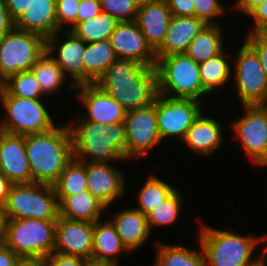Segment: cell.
<instances>
[{"instance_id":"obj_49","label":"cell","mask_w":267,"mask_h":266,"mask_svg":"<svg viewBox=\"0 0 267 266\" xmlns=\"http://www.w3.org/2000/svg\"><path fill=\"white\" fill-rule=\"evenodd\" d=\"M13 184L0 172V205L4 206L9 195L10 188Z\"/></svg>"},{"instance_id":"obj_12","label":"cell","mask_w":267,"mask_h":266,"mask_svg":"<svg viewBox=\"0 0 267 266\" xmlns=\"http://www.w3.org/2000/svg\"><path fill=\"white\" fill-rule=\"evenodd\" d=\"M243 108L246 114L233 122V130L246 155L259 166H267V103Z\"/></svg>"},{"instance_id":"obj_4","label":"cell","mask_w":267,"mask_h":266,"mask_svg":"<svg viewBox=\"0 0 267 266\" xmlns=\"http://www.w3.org/2000/svg\"><path fill=\"white\" fill-rule=\"evenodd\" d=\"M199 238L206 266H250L260 258L252 261L254 248L260 241L266 240L267 235L260 238L241 236L204 225Z\"/></svg>"},{"instance_id":"obj_36","label":"cell","mask_w":267,"mask_h":266,"mask_svg":"<svg viewBox=\"0 0 267 266\" xmlns=\"http://www.w3.org/2000/svg\"><path fill=\"white\" fill-rule=\"evenodd\" d=\"M44 95L31 71L19 72L5 81L3 96L41 99Z\"/></svg>"},{"instance_id":"obj_16","label":"cell","mask_w":267,"mask_h":266,"mask_svg":"<svg viewBox=\"0 0 267 266\" xmlns=\"http://www.w3.org/2000/svg\"><path fill=\"white\" fill-rule=\"evenodd\" d=\"M75 89H78L76 96L88 113L81 120L102 125L124 122L125 109L95 83L83 84L75 87Z\"/></svg>"},{"instance_id":"obj_33","label":"cell","mask_w":267,"mask_h":266,"mask_svg":"<svg viewBox=\"0 0 267 266\" xmlns=\"http://www.w3.org/2000/svg\"><path fill=\"white\" fill-rule=\"evenodd\" d=\"M230 56L222 52L199 64L201 82L208 94L229 81L231 68L226 59Z\"/></svg>"},{"instance_id":"obj_17","label":"cell","mask_w":267,"mask_h":266,"mask_svg":"<svg viewBox=\"0 0 267 266\" xmlns=\"http://www.w3.org/2000/svg\"><path fill=\"white\" fill-rule=\"evenodd\" d=\"M0 172L12 184L32 183L25 135L9 134L0 130Z\"/></svg>"},{"instance_id":"obj_24","label":"cell","mask_w":267,"mask_h":266,"mask_svg":"<svg viewBox=\"0 0 267 266\" xmlns=\"http://www.w3.org/2000/svg\"><path fill=\"white\" fill-rule=\"evenodd\" d=\"M222 130L217 120L204 117L203 113L196 119L188 129L185 142L190 150L195 154L210 155L214 153L222 144Z\"/></svg>"},{"instance_id":"obj_42","label":"cell","mask_w":267,"mask_h":266,"mask_svg":"<svg viewBox=\"0 0 267 266\" xmlns=\"http://www.w3.org/2000/svg\"><path fill=\"white\" fill-rule=\"evenodd\" d=\"M101 11L100 0H80L77 23L94 18Z\"/></svg>"},{"instance_id":"obj_52","label":"cell","mask_w":267,"mask_h":266,"mask_svg":"<svg viewBox=\"0 0 267 266\" xmlns=\"http://www.w3.org/2000/svg\"><path fill=\"white\" fill-rule=\"evenodd\" d=\"M19 266H45V263L42 259H28L22 260Z\"/></svg>"},{"instance_id":"obj_25","label":"cell","mask_w":267,"mask_h":266,"mask_svg":"<svg viewBox=\"0 0 267 266\" xmlns=\"http://www.w3.org/2000/svg\"><path fill=\"white\" fill-rule=\"evenodd\" d=\"M61 31L46 39V51L36 61L30 71L39 82L42 92L47 93L55 92L60 89L66 77L57 62L52 58L57 45L58 36Z\"/></svg>"},{"instance_id":"obj_43","label":"cell","mask_w":267,"mask_h":266,"mask_svg":"<svg viewBox=\"0 0 267 266\" xmlns=\"http://www.w3.org/2000/svg\"><path fill=\"white\" fill-rule=\"evenodd\" d=\"M172 16H194V0H165Z\"/></svg>"},{"instance_id":"obj_6","label":"cell","mask_w":267,"mask_h":266,"mask_svg":"<svg viewBox=\"0 0 267 266\" xmlns=\"http://www.w3.org/2000/svg\"><path fill=\"white\" fill-rule=\"evenodd\" d=\"M57 221L8 219L3 243L22 260L42 259L54 252Z\"/></svg>"},{"instance_id":"obj_9","label":"cell","mask_w":267,"mask_h":266,"mask_svg":"<svg viewBox=\"0 0 267 266\" xmlns=\"http://www.w3.org/2000/svg\"><path fill=\"white\" fill-rule=\"evenodd\" d=\"M0 100L7 112L6 119L0 123L3 132L28 135L44 133L55 127L41 99L2 96Z\"/></svg>"},{"instance_id":"obj_51","label":"cell","mask_w":267,"mask_h":266,"mask_svg":"<svg viewBox=\"0 0 267 266\" xmlns=\"http://www.w3.org/2000/svg\"><path fill=\"white\" fill-rule=\"evenodd\" d=\"M82 266H118V265L108 262V261L99 260V259L91 257V258L84 259Z\"/></svg>"},{"instance_id":"obj_45","label":"cell","mask_w":267,"mask_h":266,"mask_svg":"<svg viewBox=\"0 0 267 266\" xmlns=\"http://www.w3.org/2000/svg\"><path fill=\"white\" fill-rule=\"evenodd\" d=\"M32 0H5L11 19L15 22L30 6Z\"/></svg>"},{"instance_id":"obj_41","label":"cell","mask_w":267,"mask_h":266,"mask_svg":"<svg viewBox=\"0 0 267 266\" xmlns=\"http://www.w3.org/2000/svg\"><path fill=\"white\" fill-rule=\"evenodd\" d=\"M85 258L53 252L42 258L45 266H82Z\"/></svg>"},{"instance_id":"obj_30","label":"cell","mask_w":267,"mask_h":266,"mask_svg":"<svg viewBox=\"0 0 267 266\" xmlns=\"http://www.w3.org/2000/svg\"><path fill=\"white\" fill-rule=\"evenodd\" d=\"M58 202L66 196L88 190L86 162L73 158L53 184Z\"/></svg>"},{"instance_id":"obj_37","label":"cell","mask_w":267,"mask_h":266,"mask_svg":"<svg viewBox=\"0 0 267 266\" xmlns=\"http://www.w3.org/2000/svg\"><path fill=\"white\" fill-rule=\"evenodd\" d=\"M141 0H100L103 12L119 22L135 21Z\"/></svg>"},{"instance_id":"obj_7","label":"cell","mask_w":267,"mask_h":266,"mask_svg":"<svg viewBox=\"0 0 267 266\" xmlns=\"http://www.w3.org/2000/svg\"><path fill=\"white\" fill-rule=\"evenodd\" d=\"M8 219L57 221L59 202L53 185L43 183L13 184L4 205Z\"/></svg>"},{"instance_id":"obj_14","label":"cell","mask_w":267,"mask_h":266,"mask_svg":"<svg viewBox=\"0 0 267 266\" xmlns=\"http://www.w3.org/2000/svg\"><path fill=\"white\" fill-rule=\"evenodd\" d=\"M94 223L59 216L55 228L54 252L91 258Z\"/></svg>"},{"instance_id":"obj_29","label":"cell","mask_w":267,"mask_h":266,"mask_svg":"<svg viewBox=\"0 0 267 266\" xmlns=\"http://www.w3.org/2000/svg\"><path fill=\"white\" fill-rule=\"evenodd\" d=\"M222 28L218 25H206L191 41L185 54L196 63L204 61L223 52Z\"/></svg>"},{"instance_id":"obj_23","label":"cell","mask_w":267,"mask_h":266,"mask_svg":"<svg viewBox=\"0 0 267 266\" xmlns=\"http://www.w3.org/2000/svg\"><path fill=\"white\" fill-rule=\"evenodd\" d=\"M112 223L122 244L129 252L140 248L151 233L146 215L136 208L115 213Z\"/></svg>"},{"instance_id":"obj_31","label":"cell","mask_w":267,"mask_h":266,"mask_svg":"<svg viewBox=\"0 0 267 266\" xmlns=\"http://www.w3.org/2000/svg\"><path fill=\"white\" fill-rule=\"evenodd\" d=\"M154 266H206V258L201 252L176 245L158 243Z\"/></svg>"},{"instance_id":"obj_47","label":"cell","mask_w":267,"mask_h":266,"mask_svg":"<svg viewBox=\"0 0 267 266\" xmlns=\"http://www.w3.org/2000/svg\"><path fill=\"white\" fill-rule=\"evenodd\" d=\"M14 28V21L6 7L5 0H0V38Z\"/></svg>"},{"instance_id":"obj_28","label":"cell","mask_w":267,"mask_h":266,"mask_svg":"<svg viewBox=\"0 0 267 266\" xmlns=\"http://www.w3.org/2000/svg\"><path fill=\"white\" fill-rule=\"evenodd\" d=\"M83 59L85 66V84H93L118 58L108 39L86 43Z\"/></svg>"},{"instance_id":"obj_55","label":"cell","mask_w":267,"mask_h":266,"mask_svg":"<svg viewBox=\"0 0 267 266\" xmlns=\"http://www.w3.org/2000/svg\"><path fill=\"white\" fill-rule=\"evenodd\" d=\"M262 33L267 37V28L262 31Z\"/></svg>"},{"instance_id":"obj_26","label":"cell","mask_w":267,"mask_h":266,"mask_svg":"<svg viewBox=\"0 0 267 266\" xmlns=\"http://www.w3.org/2000/svg\"><path fill=\"white\" fill-rule=\"evenodd\" d=\"M106 209L101 201L86 190L66 196L59 203V216L70 220L95 222Z\"/></svg>"},{"instance_id":"obj_1","label":"cell","mask_w":267,"mask_h":266,"mask_svg":"<svg viewBox=\"0 0 267 266\" xmlns=\"http://www.w3.org/2000/svg\"><path fill=\"white\" fill-rule=\"evenodd\" d=\"M95 84L126 112L149 106L158 95L155 67L132 59H116Z\"/></svg>"},{"instance_id":"obj_27","label":"cell","mask_w":267,"mask_h":266,"mask_svg":"<svg viewBox=\"0 0 267 266\" xmlns=\"http://www.w3.org/2000/svg\"><path fill=\"white\" fill-rule=\"evenodd\" d=\"M100 220L94 223L92 257L117 265L118 254L124 250L125 252L129 251L122 244L112 221L102 222Z\"/></svg>"},{"instance_id":"obj_54","label":"cell","mask_w":267,"mask_h":266,"mask_svg":"<svg viewBox=\"0 0 267 266\" xmlns=\"http://www.w3.org/2000/svg\"><path fill=\"white\" fill-rule=\"evenodd\" d=\"M4 85L5 81L0 77V98L3 96L4 93Z\"/></svg>"},{"instance_id":"obj_11","label":"cell","mask_w":267,"mask_h":266,"mask_svg":"<svg viewBox=\"0 0 267 266\" xmlns=\"http://www.w3.org/2000/svg\"><path fill=\"white\" fill-rule=\"evenodd\" d=\"M202 103L196 99L156 96L157 126L161 140L178 137L184 140L188 129L202 113Z\"/></svg>"},{"instance_id":"obj_38","label":"cell","mask_w":267,"mask_h":266,"mask_svg":"<svg viewBox=\"0 0 267 266\" xmlns=\"http://www.w3.org/2000/svg\"><path fill=\"white\" fill-rule=\"evenodd\" d=\"M194 5V16L207 25H218L213 18L221 16L226 9L219 0H194Z\"/></svg>"},{"instance_id":"obj_19","label":"cell","mask_w":267,"mask_h":266,"mask_svg":"<svg viewBox=\"0 0 267 266\" xmlns=\"http://www.w3.org/2000/svg\"><path fill=\"white\" fill-rule=\"evenodd\" d=\"M171 17L165 0H141L135 22L154 51L162 45Z\"/></svg>"},{"instance_id":"obj_34","label":"cell","mask_w":267,"mask_h":266,"mask_svg":"<svg viewBox=\"0 0 267 266\" xmlns=\"http://www.w3.org/2000/svg\"><path fill=\"white\" fill-rule=\"evenodd\" d=\"M175 189L174 186L157 176L151 175L137 194L139 207H136V209L146 215L152 208L163 202Z\"/></svg>"},{"instance_id":"obj_8","label":"cell","mask_w":267,"mask_h":266,"mask_svg":"<svg viewBox=\"0 0 267 266\" xmlns=\"http://www.w3.org/2000/svg\"><path fill=\"white\" fill-rule=\"evenodd\" d=\"M45 51L43 36L14 27L0 38V77L6 81L19 72L30 71Z\"/></svg>"},{"instance_id":"obj_48","label":"cell","mask_w":267,"mask_h":266,"mask_svg":"<svg viewBox=\"0 0 267 266\" xmlns=\"http://www.w3.org/2000/svg\"><path fill=\"white\" fill-rule=\"evenodd\" d=\"M267 0H238L235 3L236 10L243 11V13L249 15L256 7L261 5Z\"/></svg>"},{"instance_id":"obj_15","label":"cell","mask_w":267,"mask_h":266,"mask_svg":"<svg viewBox=\"0 0 267 266\" xmlns=\"http://www.w3.org/2000/svg\"><path fill=\"white\" fill-rule=\"evenodd\" d=\"M109 40L118 59H132L147 67L156 66L155 51L135 21L119 22Z\"/></svg>"},{"instance_id":"obj_13","label":"cell","mask_w":267,"mask_h":266,"mask_svg":"<svg viewBox=\"0 0 267 266\" xmlns=\"http://www.w3.org/2000/svg\"><path fill=\"white\" fill-rule=\"evenodd\" d=\"M126 159L144 156L162 140L157 126L156 98L149 106L126 112Z\"/></svg>"},{"instance_id":"obj_32","label":"cell","mask_w":267,"mask_h":266,"mask_svg":"<svg viewBox=\"0 0 267 266\" xmlns=\"http://www.w3.org/2000/svg\"><path fill=\"white\" fill-rule=\"evenodd\" d=\"M119 23L111 15L101 11L94 18L77 23L71 31L85 43L108 40Z\"/></svg>"},{"instance_id":"obj_46","label":"cell","mask_w":267,"mask_h":266,"mask_svg":"<svg viewBox=\"0 0 267 266\" xmlns=\"http://www.w3.org/2000/svg\"><path fill=\"white\" fill-rule=\"evenodd\" d=\"M22 259L3 242L0 243V266H19Z\"/></svg>"},{"instance_id":"obj_44","label":"cell","mask_w":267,"mask_h":266,"mask_svg":"<svg viewBox=\"0 0 267 266\" xmlns=\"http://www.w3.org/2000/svg\"><path fill=\"white\" fill-rule=\"evenodd\" d=\"M248 16L253 17L255 25L248 33L262 32L267 28V1L256 7Z\"/></svg>"},{"instance_id":"obj_35","label":"cell","mask_w":267,"mask_h":266,"mask_svg":"<svg viewBox=\"0 0 267 266\" xmlns=\"http://www.w3.org/2000/svg\"><path fill=\"white\" fill-rule=\"evenodd\" d=\"M182 203L183 197L181 198V193L175 189L163 202L152 208L146 214L150 231L152 226L174 223L178 219Z\"/></svg>"},{"instance_id":"obj_53","label":"cell","mask_w":267,"mask_h":266,"mask_svg":"<svg viewBox=\"0 0 267 266\" xmlns=\"http://www.w3.org/2000/svg\"><path fill=\"white\" fill-rule=\"evenodd\" d=\"M266 254H267V247L265 248L264 254L260 256V258L252 265L250 266H266Z\"/></svg>"},{"instance_id":"obj_20","label":"cell","mask_w":267,"mask_h":266,"mask_svg":"<svg viewBox=\"0 0 267 266\" xmlns=\"http://www.w3.org/2000/svg\"><path fill=\"white\" fill-rule=\"evenodd\" d=\"M206 25L195 16H172L166 37L155 51L156 57L185 53L191 41Z\"/></svg>"},{"instance_id":"obj_50","label":"cell","mask_w":267,"mask_h":266,"mask_svg":"<svg viewBox=\"0 0 267 266\" xmlns=\"http://www.w3.org/2000/svg\"><path fill=\"white\" fill-rule=\"evenodd\" d=\"M7 222H8V217L6 209L4 208V206L0 205V243H2L4 239Z\"/></svg>"},{"instance_id":"obj_2","label":"cell","mask_w":267,"mask_h":266,"mask_svg":"<svg viewBox=\"0 0 267 266\" xmlns=\"http://www.w3.org/2000/svg\"><path fill=\"white\" fill-rule=\"evenodd\" d=\"M32 182L53 185L74 158L68 123L44 133L25 135Z\"/></svg>"},{"instance_id":"obj_22","label":"cell","mask_w":267,"mask_h":266,"mask_svg":"<svg viewBox=\"0 0 267 266\" xmlns=\"http://www.w3.org/2000/svg\"><path fill=\"white\" fill-rule=\"evenodd\" d=\"M67 40L58 45L57 57L52 58L57 62L63 71L64 76L69 74L73 82L69 83V88L74 89L77 86L85 84V66L83 55L86 49V43L76 37L71 31L67 30Z\"/></svg>"},{"instance_id":"obj_10","label":"cell","mask_w":267,"mask_h":266,"mask_svg":"<svg viewBox=\"0 0 267 266\" xmlns=\"http://www.w3.org/2000/svg\"><path fill=\"white\" fill-rule=\"evenodd\" d=\"M236 56L234 81L242 106L266 104L267 78L256 51L244 41Z\"/></svg>"},{"instance_id":"obj_5","label":"cell","mask_w":267,"mask_h":266,"mask_svg":"<svg viewBox=\"0 0 267 266\" xmlns=\"http://www.w3.org/2000/svg\"><path fill=\"white\" fill-rule=\"evenodd\" d=\"M156 58L158 94L199 101L208 94L201 82L199 64L185 53Z\"/></svg>"},{"instance_id":"obj_40","label":"cell","mask_w":267,"mask_h":266,"mask_svg":"<svg viewBox=\"0 0 267 266\" xmlns=\"http://www.w3.org/2000/svg\"><path fill=\"white\" fill-rule=\"evenodd\" d=\"M247 34L245 41L256 51L267 78V37L262 32Z\"/></svg>"},{"instance_id":"obj_39","label":"cell","mask_w":267,"mask_h":266,"mask_svg":"<svg viewBox=\"0 0 267 266\" xmlns=\"http://www.w3.org/2000/svg\"><path fill=\"white\" fill-rule=\"evenodd\" d=\"M80 0H56L57 31H61L63 25L77 24V14Z\"/></svg>"},{"instance_id":"obj_3","label":"cell","mask_w":267,"mask_h":266,"mask_svg":"<svg viewBox=\"0 0 267 266\" xmlns=\"http://www.w3.org/2000/svg\"><path fill=\"white\" fill-rule=\"evenodd\" d=\"M73 143L74 158L91 163H111L126 160L125 124L102 125L87 120L68 124Z\"/></svg>"},{"instance_id":"obj_21","label":"cell","mask_w":267,"mask_h":266,"mask_svg":"<svg viewBox=\"0 0 267 266\" xmlns=\"http://www.w3.org/2000/svg\"><path fill=\"white\" fill-rule=\"evenodd\" d=\"M14 27L49 38L57 32L56 0H32Z\"/></svg>"},{"instance_id":"obj_18","label":"cell","mask_w":267,"mask_h":266,"mask_svg":"<svg viewBox=\"0 0 267 266\" xmlns=\"http://www.w3.org/2000/svg\"><path fill=\"white\" fill-rule=\"evenodd\" d=\"M86 175L88 191L106 208L124 194V175L111 163L87 162Z\"/></svg>"}]
</instances>
